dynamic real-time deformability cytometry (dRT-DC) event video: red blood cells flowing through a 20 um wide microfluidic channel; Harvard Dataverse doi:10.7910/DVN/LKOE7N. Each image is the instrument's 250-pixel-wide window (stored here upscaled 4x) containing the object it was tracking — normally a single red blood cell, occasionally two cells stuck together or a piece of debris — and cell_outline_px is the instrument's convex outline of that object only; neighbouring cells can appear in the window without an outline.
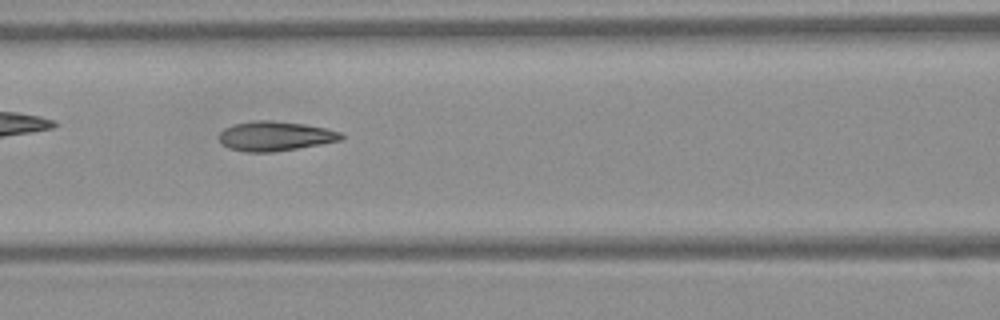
{"species": "Egyptian fruit bat (a non-hibernating species)", "species_latin": "Rousettus aegyptiacus", "temperature_condition": "warm", "stored_images_in_passage": 5, "camera_frame_rate_fps": 3000, "um_per_image_px": 0.085, "frame": {"image": 1, "passage_image": 5, "time_ms": 1.333, "image_size_px": [1000, 320], "cell_outline_px": [[344, 140], [272, 152], [244, 152], [228, 148], [220, 144], [216, 136], [224, 128], [232, 124], [252, 120], [272, 120], [304, 124], [324, 128], [340, 132], [344, 136]], "centroid_in_image_um": [23.31, 11.56], "position_along_channel_um": 143.3, "area_um2": 21.33}}